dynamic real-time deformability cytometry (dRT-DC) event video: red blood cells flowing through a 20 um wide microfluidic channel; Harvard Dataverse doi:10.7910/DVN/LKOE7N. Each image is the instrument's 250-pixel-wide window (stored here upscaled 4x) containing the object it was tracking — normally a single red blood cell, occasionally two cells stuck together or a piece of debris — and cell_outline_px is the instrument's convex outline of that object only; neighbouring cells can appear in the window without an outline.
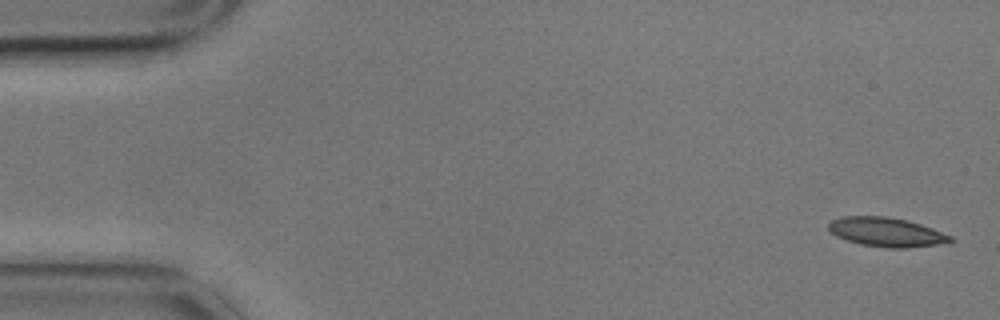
{"species": "common noctule bat (a hibernating species)", "species_latin": "Nyctalus noctula", "temperature_condition": "cold", "stored_images_in_passage": 4, "camera_frame_rate_fps": 3000, "um_per_image_px": 0.085, "animal": {"sex": "male", "body_mass_g": 17.9}, "frame": {"image": 1, "passage_image": 1, "time_ms": 0.0, "image_size_px": [1000, 320], "cell_outline_px": [[956, 240], [936, 244], [904, 248], [884, 248], [860, 244], [836, 236], [828, 228], [828, 224], [832, 220], [840, 216], [884, 216], [908, 220], [932, 228], [952, 236]], "centroid_in_image_um": [75.33, 19.72], "position_along_channel_um": 9.7, "area_um2": 20.63}}
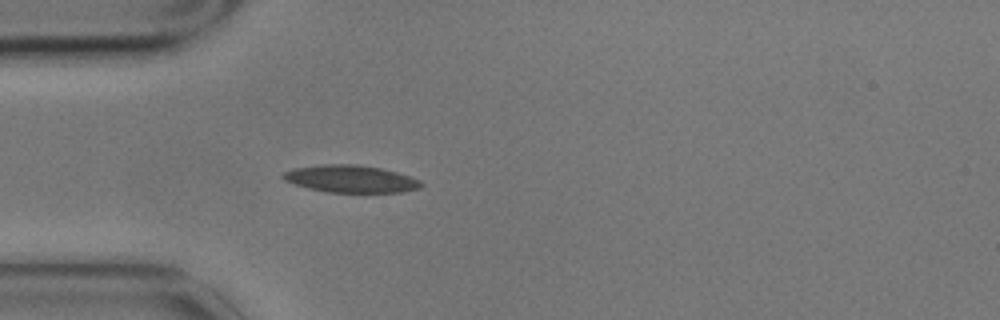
{"frame": {"image": 2, "passage_image": 4, "time_ms": 1.0, "image_size_px": [1000, 320], "cell_outline_px": [[424, 184], [420, 188], [404, 192], [328, 192], [308, 188], [284, 180], [280, 176], [284, 172], [292, 168], [320, 164], [360, 164], [380, 168], [396, 172], [420, 180]], "centroid_in_image_um": [29.8, 15.19], "position_along_channel_um": 55.2, "area_um2": 22.02}}